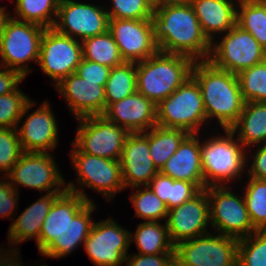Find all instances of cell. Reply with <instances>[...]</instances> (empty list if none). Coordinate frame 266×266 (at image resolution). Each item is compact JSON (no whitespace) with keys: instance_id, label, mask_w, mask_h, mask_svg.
<instances>
[{"instance_id":"6da1fadb","label":"cell","mask_w":266,"mask_h":266,"mask_svg":"<svg viewBox=\"0 0 266 266\" xmlns=\"http://www.w3.org/2000/svg\"><path fill=\"white\" fill-rule=\"evenodd\" d=\"M66 191L53 202L39 235V252L50 258H63L87 239L94 225L91 213L96 204L69 182Z\"/></svg>"},{"instance_id":"7a4b0ae2","label":"cell","mask_w":266,"mask_h":266,"mask_svg":"<svg viewBox=\"0 0 266 266\" xmlns=\"http://www.w3.org/2000/svg\"><path fill=\"white\" fill-rule=\"evenodd\" d=\"M153 20L158 51L182 54L194 61L209 59L212 43L189 1L154 6Z\"/></svg>"},{"instance_id":"3957f363","label":"cell","mask_w":266,"mask_h":266,"mask_svg":"<svg viewBox=\"0 0 266 266\" xmlns=\"http://www.w3.org/2000/svg\"><path fill=\"white\" fill-rule=\"evenodd\" d=\"M191 76L199 84L207 119L230 129L244 107L237 74L215 67L209 60L195 61Z\"/></svg>"},{"instance_id":"277c9868","label":"cell","mask_w":266,"mask_h":266,"mask_svg":"<svg viewBox=\"0 0 266 266\" xmlns=\"http://www.w3.org/2000/svg\"><path fill=\"white\" fill-rule=\"evenodd\" d=\"M194 62L182 54L157 51L136 63L137 92L157 105L191 76Z\"/></svg>"},{"instance_id":"5b68a950","label":"cell","mask_w":266,"mask_h":266,"mask_svg":"<svg viewBox=\"0 0 266 266\" xmlns=\"http://www.w3.org/2000/svg\"><path fill=\"white\" fill-rule=\"evenodd\" d=\"M224 132L225 137L212 136L213 138L200 143L201 167L206 188L222 186V183L225 185V182L236 179L247 165L245 147L238 139L234 140L233 131L224 129Z\"/></svg>"},{"instance_id":"8992f818","label":"cell","mask_w":266,"mask_h":266,"mask_svg":"<svg viewBox=\"0 0 266 266\" xmlns=\"http://www.w3.org/2000/svg\"><path fill=\"white\" fill-rule=\"evenodd\" d=\"M157 126L199 133L207 120L204 103L197 81L190 76L169 97L156 105Z\"/></svg>"},{"instance_id":"52a82bcc","label":"cell","mask_w":266,"mask_h":266,"mask_svg":"<svg viewBox=\"0 0 266 266\" xmlns=\"http://www.w3.org/2000/svg\"><path fill=\"white\" fill-rule=\"evenodd\" d=\"M45 29L34 23L16 20L11 15L0 37V59L3 60L0 66L16 70L26 77L31 71L27 62L38 63Z\"/></svg>"},{"instance_id":"ba28073f","label":"cell","mask_w":266,"mask_h":266,"mask_svg":"<svg viewBox=\"0 0 266 266\" xmlns=\"http://www.w3.org/2000/svg\"><path fill=\"white\" fill-rule=\"evenodd\" d=\"M209 199L210 225L221 235L241 239L257 231L250 220L245 199L225 186L205 188Z\"/></svg>"},{"instance_id":"9c48e42d","label":"cell","mask_w":266,"mask_h":266,"mask_svg":"<svg viewBox=\"0 0 266 266\" xmlns=\"http://www.w3.org/2000/svg\"><path fill=\"white\" fill-rule=\"evenodd\" d=\"M215 67L238 74L266 60V49L237 24L226 32L220 43H212L208 59Z\"/></svg>"},{"instance_id":"30bf717a","label":"cell","mask_w":266,"mask_h":266,"mask_svg":"<svg viewBox=\"0 0 266 266\" xmlns=\"http://www.w3.org/2000/svg\"><path fill=\"white\" fill-rule=\"evenodd\" d=\"M78 120L77 136L73 144L86 154L111 160H120L129 132L103 116H90Z\"/></svg>"},{"instance_id":"8fae6325","label":"cell","mask_w":266,"mask_h":266,"mask_svg":"<svg viewBox=\"0 0 266 266\" xmlns=\"http://www.w3.org/2000/svg\"><path fill=\"white\" fill-rule=\"evenodd\" d=\"M83 59L81 41L58 33L54 28L45 29L39 52L38 65L57 85L64 78L76 73Z\"/></svg>"},{"instance_id":"7c38bea8","label":"cell","mask_w":266,"mask_h":266,"mask_svg":"<svg viewBox=\"0 0 266 266\" xmlns=\"http://www.w3.org/2000/svg\"><path fill=\"white\" fill-rule=\"evenodd\" d=\"M51 155L49 152H23L11 172L3 178L10 180L15 190L20 184L38 191H48V194L65 192L64 178Z\"/></svg>"},{"instance_id":"4fadbf2b","label":"cell","mask_w":266,"mask_h":266,"mask_svg":"<svg viewBox=\"0 0 266 266\" xmlns=\"http://www.w3.org/2000/svg\"><path fill=\"white\" fill-rule=\"evenodd\" d=\"M72 164L81 186H87L101 193L107 200L125 189L120 160H111L81 152L73 143Z\"/></svg>"},{"instance_id":"5bb4252c","label":"cell","mask_w":266,"mask_h":266,"mask_svg":"<svg viewBox=\"0 0 266 266\" xmlns=\"http://www.w3.org/2000/svg\"><path fill=\"white\" fill-rule=\"evenodd\" d=\"M238 239L205 233L175 245L174 254L193 266L238 265Z\"/></svg>"},{"instance_id":"9a60e30c","label":"cell","mask_w":266,"mask_h":266,"mask_svg":"<svg viewBox=\"0 0 266 266\" xmlns=\"http://www.w3.org/2000/svg\"><path fill=\"white\" fill-rule=\"evenodd\" d=\"M130 233L113 218L94 222L84 241V249L95 266H120L129 249Z\"/></svg>"},{"instance_id":"2e32d148","label":"cell","mask_w":266,"mask_h":266,"mask_svg":"<svg viewBox=\"0 0 266 266\" xmlns=\"http://www.w3.org/2000/svg\"><path fill=\"white\" fill-rule=\"evenodd\" d=\"M53 28L76 40L80 37L81 41L105 33L109 28L107 9L74 0H60Z\"/></svg>"},{"instance_id":"e0dca14e","label":"cell","mask_w":266,"mask_h":266,"mask_svg":"<svg viewBox=\"0 0 266 266\" xmlns=\"http://www.w3.org/2000/svg\"><path fill=\"white\" fill-rule=\"evenodd\" d=\"M124 62H140L157 51L153 19H109V28Z\"/></svg>"},{"instance_id":"ac0fdd59","label":"cell","mask_w":266,"mask_h":266,"mask_svg":"<svg viewBox=\"0 0 266 266\" xmlns=\"http://www.w3.org/2000/svg\"><path fill=\"white\" fill-rule=\"evenodd\" d=\"M173 245L207 232L210 224L209 199L205 189L185 203L168 211L165 220Z\"/></svg>"},{"instance_id":"d6986e66","label":"cell","mask_w":266,"mask_h":266,"mask_svg":"<svg viewBox=\"0 0 266 266\" xmlns=\"http://www.w3.org/2000/svg\"><path fill=\"white\" fill-rule=\"evenodd\" d=\"M121 175L125 188L147 186L159 172L154 166L149 146L148 131L129 133L120 158Z\"/></svg>"},{"instance_id":"ffe728a7","label":"cell","mask_w":266,"mask_h":266,"mask_svg":"<svg viewBox=\"0 0 266 266\" xmlns=\"http://www.w3.org/2000/svg\"><path fill=\"white\" fill-rule=\"evenodd\" d=\"M55 88L65 97L76 119L102 116L106 109L104 86L99 82L86 81L77 73H72Z\"/></svg>"},{"instance_id":"44dd1931","label":"cell","mask_w":266,"mask_h":266,"mask_svg":"<svg viewBox=\"0 0 266 266\" xmlns=\"http://www.w3.org/2000/svg\"><path fill=\"white\" fill-rule=\"evenodd\" d=\"M102 116L129 133L146 132L157 125L156 104L137 91L109 104Z\"/></svg>"},{"instance_id":"7402d4cb","label":"cell","mask_w":266,"mask_h":266,"mask_svg":"<svg viewBox=\"0 0 266 266\" xmlns=\"http://www.w3.org/2000/svg\"><path fill=\"white\" fill-rule=\"evenodd\" d=\"M47 101L27 116L18 136L24 152H48L57 146L58 126Z\"/></svg>"},{"instance_id":"603a6c76","label":"cell","mask_w":266,"mask_h":266,"mask_svg":"<svg viewBox=\"0 0 266 266\" xmlns=\"http://www.w3.org/2000/svg\"><path fill=\"white\" fill-rule=\"evenodd\" d=\"M200 157V142L197 133L188 134L159 172L175 180L195 183L203 190L206 187Z\"/></svg>"},{"instance_id":"cb8c5ba5","label":"cell","mask_w":266,"mask_h":266,"mask_svg":"<svg viewBox=\"0 0 266 266\" xmlns=\"http://www.w3.org/2000/svg\"><path fill=\"white\" fill-rule=\"evenodd\" d=\"M211 43L216 33H226L236 25L237 4L233 0H188Z\"/></svg>"},{"instance_id":"d4e9b609","label":"cell","mask_w":266,"mask_h":266,"mask_svg":"<svg viewBox=\"0 0 266 266\" xmlns=\"http://www.w3.org/2000/svg\"><path fill=\"white\" fill-rule=\"evenodd\" d=\"M64 192L47 193L27 207L9 227V244H18L35 237L39 249V235L54 200Z\"/></svg>"},{"instance_id":"484cf974","label":"cell","mask_w":266,"mask_h":266,"mask_svg":"<svg viewBox=\"0 0 266 266\" xmlns=\"http://www.w3.org/2000/svg\"><path fill=\"white\" fill-rule=\"evenodd\" d=\"M246 148L266 143V102H245L238 121L230 128ZM261 142V143H260Z\"/></svg>"},{"instance_id":"4316f807","label":"cell","mask_w":266,"mask_h":266,"mask_svg":"<svg viewBox=\"0 0 266 266\" xmlns=\"http://www.w3.org/2000/svg\"><path fill=\"white\" fill-rule=\"evenodd\" d=\"M147 186L166 203L168 210L191 200L201 191L195 183L175 180L161 172H158Z\"/></svg>"},{"instance_id":"83f0119b","label":"cell","mask_w":266,"mask_h":266,"mask_svg":"<svg viewBox=\"0 0 266 266\" xmlns=\"http://www.w3.org/2000/svg\"><path fill=\"white\" fill-rule=\"evenodd\" d=\"M132 240L136 242L138 254L174 253L175 246L170 240L166 222L165 225L153 221L139 223L134 236L130 233V242Z\"/></svg>"},{"instance_id":"f1b7e54d","label":"cell","mask_w":266,"mask_h":266,"mask_svg":"<svg viewBox=\"0 0 266 266\" xmlns=\"http://www.w3.org/2000/svg\"><path fill=\"white\" fill-rule=\"evenodd\" d=\"M184 130L154 126L148 130V146L152 162L158 171L178 150L180 143L188 135Z\"/></svg>"},{"instance_id":"f546056e","label":"cell","mask_w":266,"mask_h":266,"mask_svg":"<svg viewBox=\"0 0 266 266\" xmlns=\"http://www.w3.org/2000/svg\"><path fill=\"white\" fill-rule=\"evenodd\" d=\"M83 59L99 63L110 68L122 65L118 46L109 30L105 33L85 38L81 41Z\"/></svg>"},{"instance_id":"4dcf8cb0","label":"cell","mask_w":266,"mask_h":266,"mask_svg":"<svg viewBox=\"0 0 266 266\" xmlns=\"http://www.w3.org/2000/svg\"><path fill=\"white\" fill-rule=\"evenodd\" d=\"M236 24L266 49V0H238Z\"/></svg>"},{"instance_id":"1f68e13d","label":"cell","mask_w":266,"mask_h":266,"mask_svg":"<svg viewBox=\"0 0 266 266\" xmlns=\"http://www.w3.org/2000/svg\"><path fill=\"white\" fill-rule=\"evenodd\" d=\"M104 90L106 107L135 93L137 91L136 63L124 62L122 65L111 68Z\"/></svg>"},{"instance_id":"d6a6232c","label":"cell","mask_w":266,"mask_h":266,"mask_svg":"<svg viewBox=\"0 0 266 266\" xmlns=\"http://www.w3.org/2000/svg\"><path fill=\"white\" fill-rule=\"evenodd\" d=\"M15 14L12 17L23 22H30L44 28H53L60 0H15ZM21 18V19H20Z\"/></svg>"},{"instance_id":"836d02e7","label":"cell","mask_w":266,"mask_h":266,"mask_svg":"<svg viewBox=\"0 0 266 266\" xmlns=\"http://www.w3.org/2000/svg\"><path fill=\"white\" fill-rule=\"evenodd\" d=\"M244 195L248 214L257 231L266 230V180L249 177Z\"/></svg>"},{"instance_id":"e575fe53","label":"cell","mask_w":266,"mask_h":266,"mask_svg":"<svg viewBox=\"0 0 266 266\" xmlns=\"http://www.w3.org/2000/svg\"><path fill=\"white\" fill-rule=\"evenodd\" d=\"M245 102H266V60L237 74Z\"/></svg>"},{"instance_id":"d590c367","label":"cell","mask_w":266,"mask_h":266,"mask_svg":"<svg viewBox=\"0 0 266 266\" xmlns=\"http://www.w3.org/2000/svg\"><path fill=\"white\" fill-rule=\"evenodd\" d=\"M35 103L18 88L0 96V128H17L24 115Z\"/></svg>"},{"instance_id":"8d00e7d4","label":"cell","mask_w":266,"mask_h":266,"mask_svg":"<svg viewBox=\"0 0 266 266\" xmlns=\"http://www.w3.org/2000/svg\"><path fill=\"white\" fill-rule=\"evenodd\" d=\"M238 266H266V230L238 240Z\"/></svg>"},{"instance_id":"74e56055","label":"cell","mask_w":266,"mask_h":266,"mask_svg":"<svg viewBox=\"0 0 266 266\" xmlns=\"http://www.w3.org/2000/svg\"><path fill=\"white\" fill-rule=\"evenodd\" d=\"M130 196V200L134 205L136 211L135 216L145 219L146 221L159 222L160 219H166L168 208L166 203L159 199V197L148 187Z\"/></svg>"},{"instance_id":"f35d334b","label":"cell","mask_w":266,"mask_h":266,"mask_svg":"<svg viewBox=\"0 0 266 266\" xmlns=\"http://www.w3.org/2000/svg\"><path fill=\"white\" fill-rule=\"evenodd\" d=\"M113 8L107 10L109 19H153L152 0H111Z\"/></svg>"},{"instance_id":"ab89813d","label":"cell","mask_w":266,"mask_h":266,"mask_svg":"<svg viewBox=\"0 0 266 266\" xmlns=\"http://www.w3.org/2000/svg\"><path fill=\"white\" fill-rule=\"evenodd\" d=\"M17 128H0V171L8 175L24 152Z\"/></svg>"},{"instance_id":"60d3db41","label":"cell","mask_w":266,"mask_h":266,"mask_svg":"<svg viewBox=\"0 0 266 266\" xmlns=\"http://www.w3.org/2000/svg\"><path fill=\"white\" fill-rule=\"evenodd\" d=\"M110 70L108 66L82 59L76 73L86 81L99 82V85L105 86Z\"/></svg>"},{"instance_id":"b9f144b4","label":"cell","mask_w":266,"mask_h":266,"mask_svg":"<svg viewBox=\"0 0 266 266\" xmlns=\"http://www.w3.org/2000/svg\"><path fill=\"white\" fill-rule=\"evenodd\" d=\"M18 191L10 184V180L5 182L0 180V217L12 218L14 210L19 202Z\"/></svg>"},{"instance_id":"7bdbcfd3","label":"cell","mask_w":266,"mask_h":266,"mask_svg":"<svg viewBox=\"0 0 266 266\" xmlns=\"http://www.w3.org/2000/svg\"><path fill=\"white\" fill-rule=\"evenodd\" d=\"M174 253H162L154 255L133 254L125 258V266H170Z\"/></svg>"},{"instance_id":"ee69618b","label":"cell","mask_w":266,"mask_h":266,"mask_svg":"<svg viewBox=\"0 0 266 266\" xmlns=\"http://www.w3.org/2000/svg\"><path fill=\"white\" fill-rule=\"evenodd\" d=\"M0 66V96L9 94L18 88V84L24 80V76L13 69H3Z\"/></svg>"},{"instance_id":"f6af8a7d","label":"cell","mask_w":266,"mask_h":266,"mask_svg":"<svg viewBox=\"0 0 266 266\" xmlns=\"http://www.w3.org/2000/svg\"><path fill=\"white\" fill-rule=\"evenodd\" d=\"M249 177L266 180V143L258 147L249 169Z\"/></svg>"},{"instance_id":"bcb514c9","label":"cell","mask_w":266,"mask_h":266,"mask_svg":"<svg viewBox=\"0 0 266 266\" xmlns=\"http://www.w3.org/2000/svg\"><path fill=\"white\" fill-rule=\"evenodd\" d=\"M8 251L10 253H8ZM16 251H18L16 250V248L11 249V247H9L7 252L5 251V249H4V252L0 249V253H1L0 254V266H7L8 261L15 255V253H17Z\"/></svg>"},{"instance_id":"7dc6e473","label":"cell","mask_w":266,"mask_h":266,"mask_svg":"<svg viewBox=\"0 0 266 266\" xmlns=\"http://www.w3.org/2000/svg\"><path fill=\"white\" fill-rule=\"evenodd\" d=\"M5 7H0V37L5 29L6 22L10 19V14L5 12Z\"/></svg>"},{"instance_id":"c3c4849f","label":"cell","mask_w":266,"mask_h":266,"mask_svg":"<svg viewBox=\"0 0 266 266\" xmlns=\"http://www.w3.org/2000/svg\"><path fill=\"white\" fill-rule=\"evenodd\" d=\"M19 251H17V253H15V255L8 261L7 266H22V263L17 262V260L19 259ZM42 266H48L47 264L42 265Z\"/></svg>"},{"instance_id":"681fc988","label":"cell","mask_w":266,"mask_h":266,"mask_svg":"<svg viewBox=\"0 0 266 266\" xmlns=\"http://www.w3.org/2000/svg\"><path fill=\"white\" fill-rule=\"evenodd\" d=\"M170 266H193L182 262L175 254L171 259Z\"/></svg>"},{"instance_id":"f907efd6","label":"cell","mask_w":266,"mask_h":266,"mask_svg":"<svg viewBox=\"0 0 266 266\" xmlns=\"http://www.w3.org/2000/svg\"><path fill=\"white\" fill-rule=\"evenodd\" d=\"M188 0H153V5L157 6L164 3L185 2Z\"/></svg>"},{"instance_id":"816d5d0a","label":"cell","mask_w":266,"mask_h":266,"mask_svg":"<svg viewBox=\"0 0 266 266\" xmlns=\"http://www.w3.org/2000/svg\"><path fill=\"white\" fill-rule=\"evenodd\" d=\"M212 266H218V265H212ZM222 266H238V265H222Z\"/></svg>"}]
</instances>
